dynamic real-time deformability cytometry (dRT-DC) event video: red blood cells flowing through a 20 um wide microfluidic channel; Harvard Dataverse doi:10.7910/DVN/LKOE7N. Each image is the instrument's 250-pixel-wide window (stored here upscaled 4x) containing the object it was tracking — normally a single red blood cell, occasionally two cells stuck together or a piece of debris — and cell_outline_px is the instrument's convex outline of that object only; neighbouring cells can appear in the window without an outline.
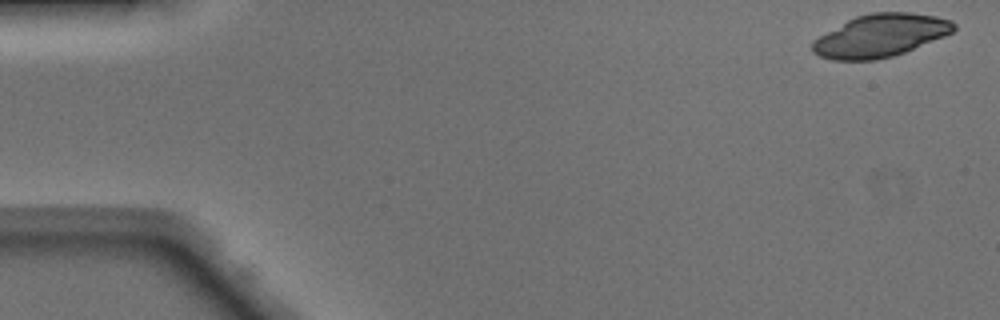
{"species": "Egyptian fruit bat (a non-hibernating species)", "species_latin": "Rousettus aegyptiacus", "temperature_condition": "warm", "stored_images_in_passage": 47, "camera_frame_rate_fps": 3000, "um_per_image_px": 0.085, "animal": {"sex": "male"}, "frame": {"image": 1, "passage_image": 1, "time_ms": 0.0, "image_size_px": [1000, 320], "cell_outline_px": [[956, 28], [952, 32], [944, 36], [904, 52], [892, 56], [876, 60], [832, 60], [820, 56], [812, 52], [812, 40], [848, 20], [856, 16], [872, 12], [908, 12], [936, 16], [952, 20], [956, 24]], "centroid_in_image_um": [74.83, 3.02], "position_along_channel_um": 10.2, "area_um2": 35.03}}
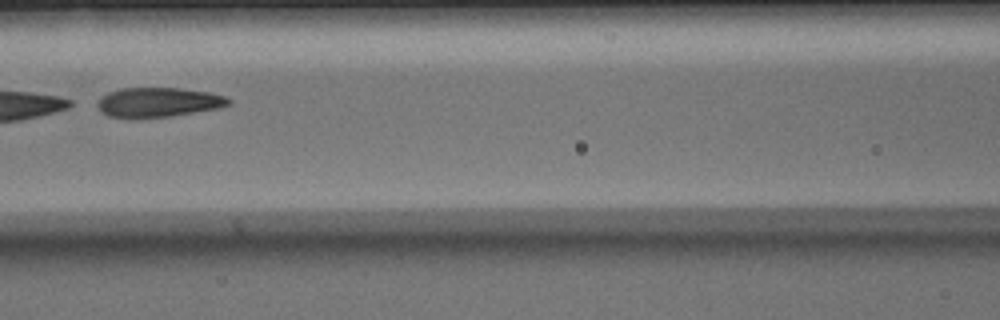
{"frame": {"image": 2, "passage_image": 21, "time_ms": 6.667, "image_size_px": [1000, 320], "cell_outline_px": [[232, 100], [228, 104], [220, 108], [168, 116], [132, 120], [108, 116], [100, 112], [96, 104], [108, 92], [120, 88], [180, 88], [208, 92], [224, 96]], "centroid_in_image_um": [13.4, 8.71], "position_along_channel_um": 153.2, "area_um2": 22.83}}